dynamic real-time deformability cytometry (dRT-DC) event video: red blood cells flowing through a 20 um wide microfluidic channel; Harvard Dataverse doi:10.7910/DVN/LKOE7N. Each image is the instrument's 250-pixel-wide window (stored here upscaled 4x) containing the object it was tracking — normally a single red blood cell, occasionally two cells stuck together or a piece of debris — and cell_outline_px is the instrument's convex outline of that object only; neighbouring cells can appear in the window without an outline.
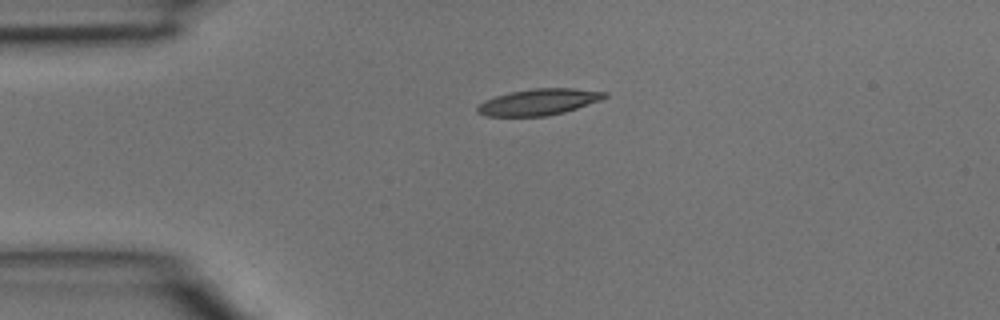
{"species": "common noctule bat (a hibernating species)", "species_latin": "Nyctalus noctula", "temperature_condition": "room temperature", "stored_images_in_passage": 3, "camera_frame_rate_fps": 3000, "um_per_image_px": 0.085, "animal": {"sex": "male", "body_mass_g": 15.6}, "frame": {"image": 1, "passage_image": 1, "time_ms": 0.0, "image_size_px": [1000, 320], "cell_outline_px": [[608, 96], [600, 100], [564, 112], [548, 116], [488, 116], [476, 112], [476, 108], [484, 100], [496, 96], [512, 92], [532, 88], [572, 88], [608, 92]], "centroid_in_image_um": [45.8, 8.66], "position_along_channel_um": 39.2, "area_um2": 19.36}}
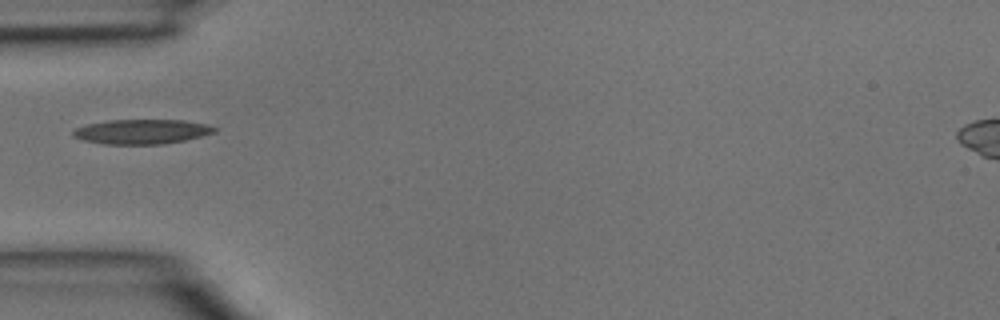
{"frame": {"image": 2, "passage_image": 2, "time_ms": 0.333, "image_size_px": [1000, 320], "cell_outline_px": [[216, 132], [184, 140], [164, 144], [104, 144], [84, 140], [72, 136], [72, 132], [76, 128], [88, 124], [108, 120], [184, 120], [208, 124], [216, 128]], "centroid_in_image_um": [12.05, 11.18], "position_along_channel_um": 72.9, "area_um2": 20.23}}